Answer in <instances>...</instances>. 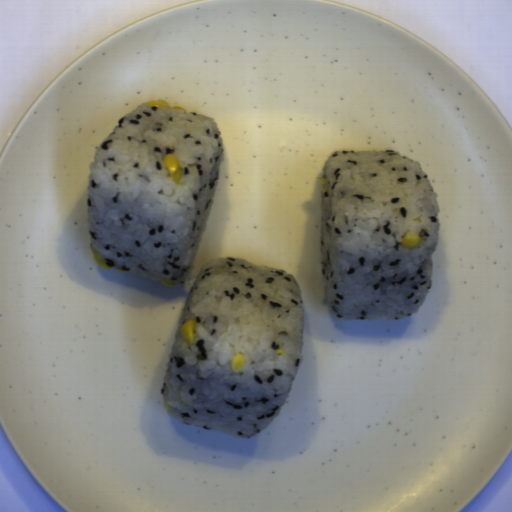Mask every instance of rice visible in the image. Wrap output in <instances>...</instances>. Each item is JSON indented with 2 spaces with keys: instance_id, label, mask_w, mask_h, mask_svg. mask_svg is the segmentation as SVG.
Wrapping results in <instances>:
<instances>
[{
  "instance_id": "rice-2",
  "label": "rice",
  "mask_w": 512,
  "mask_h": 512,
  "mask_svg": "<svg viewBox=\"0 0 512 512\" xmlns=\"http://www.w3.org/2000/svg\"><path fill=\"white\" fill-rule=\"evenodd\" d=\"M215 120L145 103L122 117L89 167L90 245L110 269L141 279L193 281L224 155ZM174 153L183 176L167 177Z\"/></svg>"
},
{
  "instance_id": "rice-3",
  "label": "rice",
  "mask_w": 512,
  "mask_h": 512,
  "mask_svg": "<svg viewBox=\"0 0 512 512\" xmlns=\"http://www.w3.org/2000/svg\"><path fill=\"white\" fill-rule=\"evenodd\" d=\"M320 258L331 314L352 321L414 316L434 280L441 212L419 162L395 150L329 154L322 175ZM421 236L406 249V232Z\"/></svg>"
},
{
  "instance_id": "rice-1",
  "label": "rice",
  "mask_w": 512,
  "mask_h": 512,
  "mask_svg": "<svg viewBox=\"0 0 512 512\" xmlns=\"http://www.w3.org/2000/svg\"><path fill=\"white\" fill-rule=\"evenodd\" d=\"M189 319L196 320L192 345L179 333ZM304 340V300L295 276L234 257L209 260L184 303L166 367L163 408L184 424L234 438L257 437L289 399ZM237 353L245 363L236 374L230 363Z\"/></svg>"
}]
</instances>
